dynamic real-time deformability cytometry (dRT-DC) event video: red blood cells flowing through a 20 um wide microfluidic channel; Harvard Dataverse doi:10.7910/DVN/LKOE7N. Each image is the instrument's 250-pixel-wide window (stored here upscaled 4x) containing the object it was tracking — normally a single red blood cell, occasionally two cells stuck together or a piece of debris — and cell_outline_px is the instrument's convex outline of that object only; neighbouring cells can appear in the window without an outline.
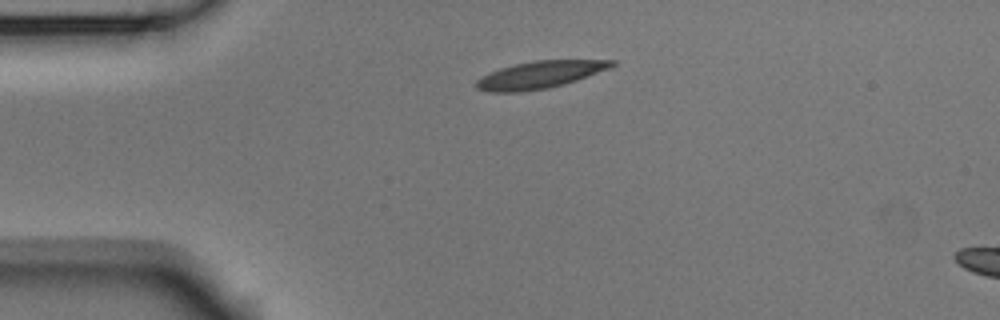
{"species": "Egyptian fruit bat (a non-hibernating species)", "species_latin": "Rousettus aegyptiacus", "temperature_condition": "room temperature", "stored_images_in_passage": 5, "camera_frame_rate_fps": 3000, "um_per_image_px": 0.085, "animal": {"sex": "male"}, "frame": {"image": 1, "passage_image": 1, "time_ms": 0.0, "image_size_px": [1000, 320], "cell_outline_px": [[616, 64], [608, 68], [576, 80], [564, 84], [548, 88], [516, 92], [488, 92], [476, 88], [472, 84], [480, 76], [488, 72], [500, 68], [532, 60], [616, 60]], "centroid_in_image_um": [45.79, 6.36], "position_along_channel_um": 39.2, "area_um2": 21.5}}